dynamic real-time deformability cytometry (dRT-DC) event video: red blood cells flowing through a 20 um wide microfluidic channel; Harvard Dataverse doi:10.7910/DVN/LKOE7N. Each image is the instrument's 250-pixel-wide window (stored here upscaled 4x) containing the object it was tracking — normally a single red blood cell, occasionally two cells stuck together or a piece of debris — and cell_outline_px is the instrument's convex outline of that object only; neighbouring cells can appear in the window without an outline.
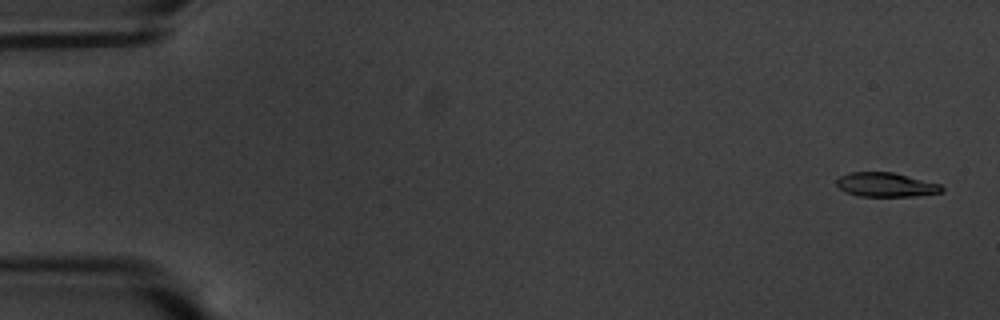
{"species": "common noctule bat (a hibernating species)", "species_latin": "Nyctalus noctula", "temperature_condition": "warm", "stored_images_in_passage": 58, "camera_frame_rate_fps": 3000, "um_per_image_px": 0.085, "animal": {"sex": "male", "body_mass_g": 20.1, "forearm_length_mm": 53.5}, "frame": {"image": 1, "passage_image": 2, "time_ms": 0.333, "image_size_px": [1000, 320], "cell_outline_px": [[944, 192], [916, 196], [860, 196], [848, 192], [840, 188], [836, 184], [836, 180], [840, 176], [848, 172], [892, 172], [940, 184], [944, 188]], "centroid_in_image_um": [75.32, 15.7], "position_along_channel_um": 9.7, "area_um2": 14.74}}
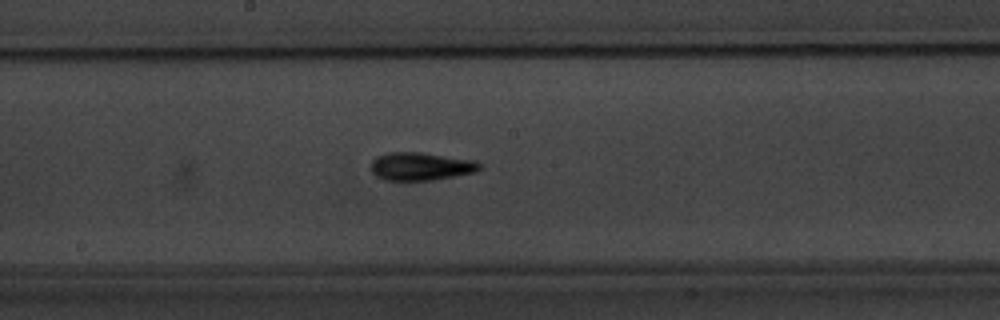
{"frame": {"image": 2, "passage_image": 31, "time_ms": 10.0, "image_size_px": [1000, 320], "cell_outline_px": [[480, 168], [476, 172], [432, 180], [384, 180], [376, 176], [372, 172], [372, 160], [376, 156], [388, 152], [420, 152], [472, 160], [480, 164]], "centroid_in_image_um": [35.72, 14.14], "position_along_channel_um": 212.5, "area_um2": 17.57}}
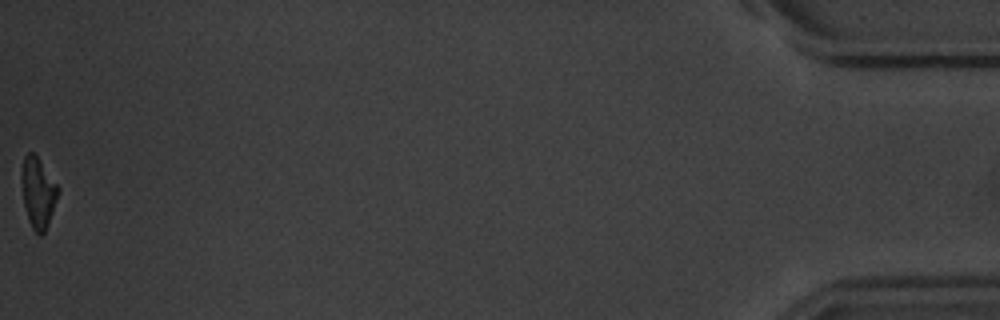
{"frame": {"image": 3, "passage_image": 58, "time_ms": 19.0, "image_size_px": [1000, 320], "cell_outline_px": [[60, 192], [48, 224], [44, 232], [40, 236], [32, 228], [28, 220], [24, 204], [20, 180], [20, 172], [24, 156], [28, 152], [32, 152], [40, 160], [60, 188]], "centroid_in_image_um": [3.23, 16.35], "position_along_channel_um": 432.0, "area_um2": 15.2}, "authors_computed_cell_mechanics": {"area_um2": 16.3285, "velocity_mm_per_s": 3.5062, "shape_relaxation_time_tau1_ms": 4.7333, "shape_relaxation_time_tau2_ms": 3.5098, "deformation_change_tau1": 0.2024, "deformation_change_tau2": 0.1307}}